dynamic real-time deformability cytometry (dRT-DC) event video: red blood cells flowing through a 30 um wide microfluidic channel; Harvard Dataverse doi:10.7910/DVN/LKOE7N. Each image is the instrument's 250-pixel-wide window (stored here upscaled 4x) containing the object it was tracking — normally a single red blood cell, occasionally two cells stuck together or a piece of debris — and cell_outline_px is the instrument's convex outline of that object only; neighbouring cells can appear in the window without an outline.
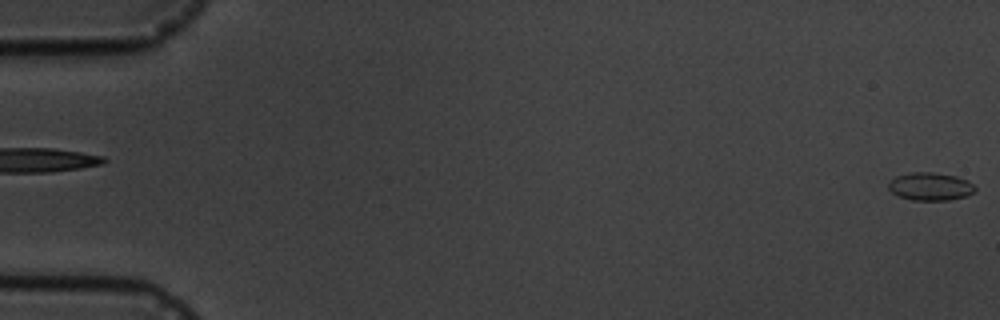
{"species": "common noctule bat (a hibernating species)", "species_latin": "Nyctalus noctula", "temperature_condition": "cold", "stored_images_in_passage": 6, "segment_of_instrument_passage": [2, 2], "camera_frame_rate_fps": 3000, "um_per_image_px": 0.085, "animal": {"sex": "male", "body_mass_g": 19.5, "forearm_length_mm": 54.6}, "frame": {"image": 1, "passage_image": 6, "time_ms": 5.667, "image_size_px": [1000, 320], "cell_outline_px": [[976, 192], [964, 196], [948, 200], [912, 200], [896, 196], [888, 188], [888, 184], [896, 176], [908, 172], [932, 172], [956, 176], [968, 180], [976, 188]], "centroid_in_image_um": [79.07, 15.85], "position_along_channel_um": 5.9, "area_um2": 14.16}}